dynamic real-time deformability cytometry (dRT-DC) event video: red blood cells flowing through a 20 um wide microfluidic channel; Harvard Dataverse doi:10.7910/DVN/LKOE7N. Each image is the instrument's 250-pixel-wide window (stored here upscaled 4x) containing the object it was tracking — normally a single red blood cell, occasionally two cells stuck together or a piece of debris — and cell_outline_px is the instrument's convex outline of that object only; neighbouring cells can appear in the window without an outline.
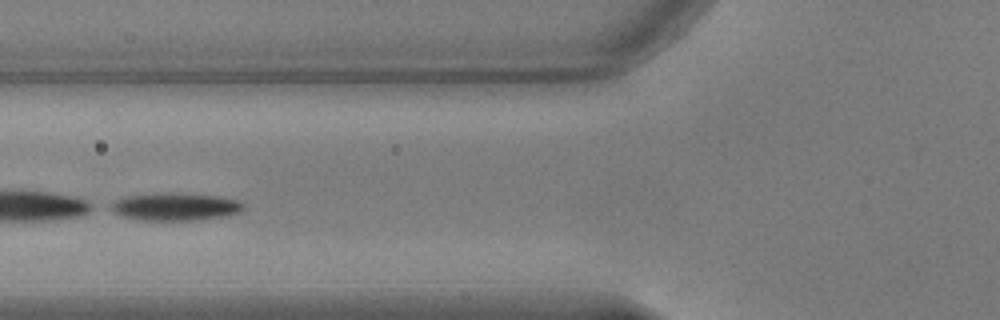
{"species": "common noctule bat (a hibernating species)", "species_latin": "Nyctalus noctula", "temperature_condition": "warm", "stored_images_in_passage": 37, "camera_frame_rate_fps": 3000, "um_per_image_px": 0.085, "animal": {"sex": "male", "body_mass_g": 17.9, "forearm_length_mm": 54.2}, "frame": {"image": 1, "passage_image": 6, "time_ms": 1.667, "image_size_px": [1000, 320], "cell_outline_px": [[244, 208], [240, 212], [224, 216], [196, 220], [144, 220], [120, 216], [104, 208], [108, 204], [124, 196], [168, 192], [220, 196], [240, 200], [244, 204]], "centroid_in_image_um": [14.84, 17.56], "position_along_channel_um": 111.0, "area_um2": 21.79}, "authors_computed_cell_mechanics": {"area_um2": 23.0622, "velocity_mm_per_s": 3.7944, "shape_relaxation_time_tau1_ms": 0.84, "shape_relaxation_time_tau2_ms": null, "deformation_change_tau1": 0.2531, "deformation_change_tau2": null}}